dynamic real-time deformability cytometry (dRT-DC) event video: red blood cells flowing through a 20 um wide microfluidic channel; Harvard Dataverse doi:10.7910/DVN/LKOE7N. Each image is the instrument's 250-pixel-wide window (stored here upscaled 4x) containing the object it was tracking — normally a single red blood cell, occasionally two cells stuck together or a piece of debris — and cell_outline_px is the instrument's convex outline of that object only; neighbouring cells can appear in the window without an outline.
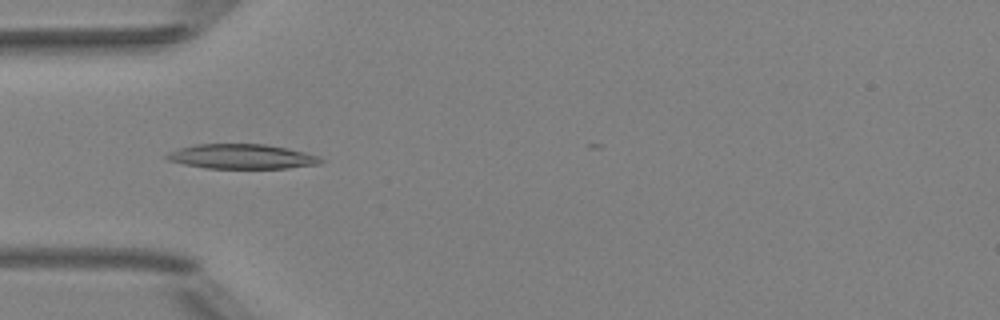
{"species": "Egyptian fruit bat (a non-hibernating species)", "species_latin": "Rousettus aegyptiacus", "temperature_condition": "room temperature", "stored_images_in_passage": 23, "camera_frame_rate_fps": 3000, "um_per_image_px": 0.085, "animal": {"sex": "female"}, "frame": {"image": 1, "passage_image": 4, "time_ms": 1.0, "image_size_px": [1000, 320], "cell_outline_px": [[324, 160], [320, 164], [288, 168], [204, 168], [184, 164], [168, 160], [164, 156], [168, 152], [180, 148], [196, 144], [264, 144], [288, 148], [320, 156]], "centroid_in_image_um": [20.57, 13.3], "position_along_channel_um": 64.4, "area_um2": 22.2}}
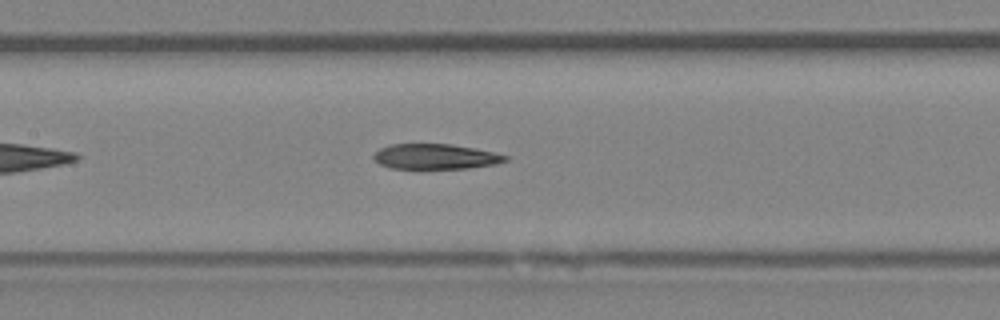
{"frame": {"image": 2, "passage_image": 12, "time_ms": 3.667, "image_size_px": [1000, 320], "cell_outline_px": [[508, 160], [496, 164], [468, 168], [392, 168], [380, 164], [372, 156], [380, 148], [388, 144], [452, 144], [492, 152], [508, 156]], "centroid_in_image_um": [37.0, 13.3], "position_along_channel_um": 170.4, "area_um2": 19.13}}
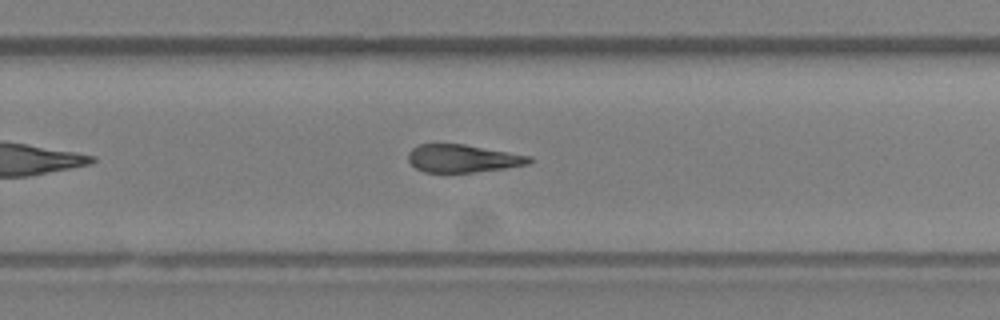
{"frame": {"image": 3, "passage_image": 21, "time_ms": 6.667, "image_size_px": [1000, 320], "cell_outline_px": [[532, 160], [528, 164], [504, 168], [476, 172], [424, 172], [416, 168], [408, 160], [408, 152], [416, 144], [464, 144], [532, 156]], "centroid_in_image_um": [39.32, 13.46], "position_along_channel_um": 290.5, "area_um2": 19.59}}